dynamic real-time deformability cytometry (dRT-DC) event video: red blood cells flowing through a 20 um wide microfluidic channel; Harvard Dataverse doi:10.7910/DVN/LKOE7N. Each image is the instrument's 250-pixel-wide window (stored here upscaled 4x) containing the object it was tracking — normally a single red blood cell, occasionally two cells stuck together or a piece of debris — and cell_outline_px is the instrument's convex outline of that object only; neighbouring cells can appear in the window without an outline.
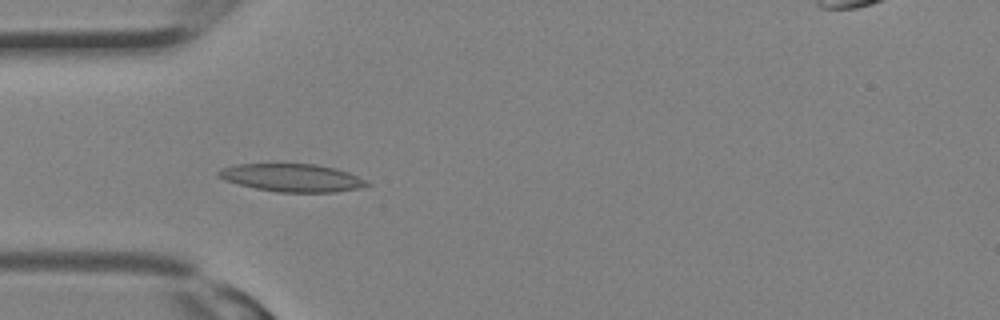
{"species": "Egyptian fruit bat (a non-hibernating species)", "species_latin": "Rousettus aegyptiacus", "temperature_condition": "room temperature", "stored_images_in_passage": 17, "camera_frame_rate_fps": 3000, "um_per_image_px": 0.085, "animal": {"sex": "female"}, "frame": {"image": 1, "passage_image": 8, "time_ms": 2.333, "image_size_px": [1000, 320], "cell_outline_px": [[372, 184], [360, 188], [336, 192], [276, 192], [256, 188], [224, 180], [216, 176], [216, 172], [220, 168], [236, 164], [316, 164], [336, 168], [348, 172], [368, 180]], "centroid_in_image_um": [24.84, 15.11], "position_along_channel_um": 60.2, "area_um2": 24.28}}
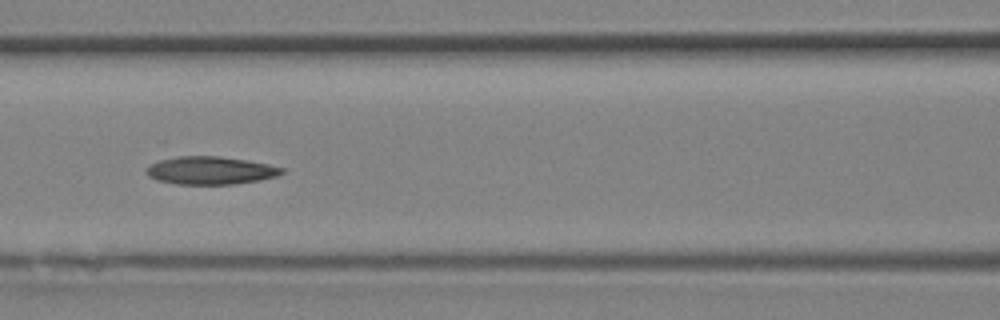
{"frame": {"image": 2, "passage_image": 12, "time_ms": 3.667, "image_size_px": [1000, 320], "cell_outline_px": [[284, 172], [276, 176], [260, 180], [236, 184], [176, 184], [156, 180], [148, 176], [144, 168], [160, 160], [176, 156], [220, 156], [268, 164], [284, 168]], "centroid_in_image_um": [17.86, 14.49], "position_along_channel_um": 148.7, "area_um2": 22.02}}
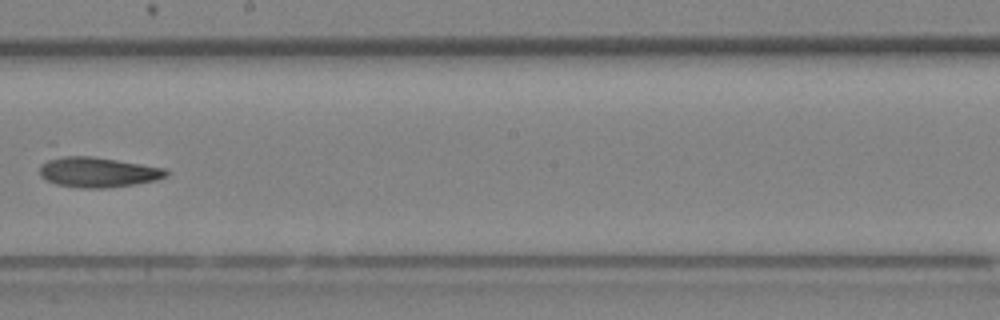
{"frame": {"image": 3, "passage_image": 16, "time_ms": 5.0, "image_size_px": [1000, 320], "cell_outline_px": [[168, 176], [156, 180], [132, 184], [104, 188], [84, 188], [56, 184], [40, 176], [40, 164], [56, 152], [60, 152], [92, 156], [168, 168]], "centroid_in_image_um": [8.23, 14.57], "position_along_channel_um": 240.0, "area_um2": 23.0}}